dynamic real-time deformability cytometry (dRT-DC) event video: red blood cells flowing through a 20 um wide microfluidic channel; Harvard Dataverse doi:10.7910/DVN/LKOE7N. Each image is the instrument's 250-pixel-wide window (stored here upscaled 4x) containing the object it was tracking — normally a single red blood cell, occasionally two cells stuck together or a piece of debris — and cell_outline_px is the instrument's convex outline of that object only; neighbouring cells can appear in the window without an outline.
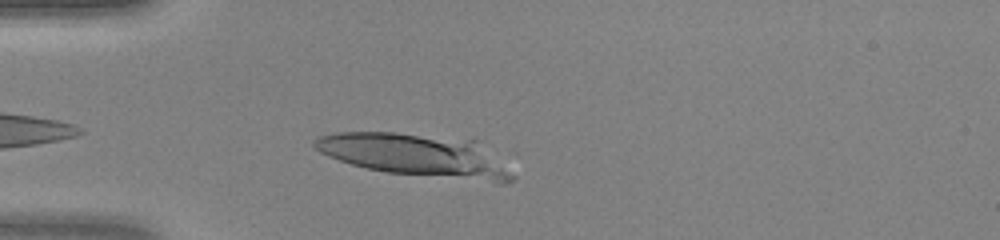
{"species": "human", "species_latin": "Homo sapiens", "temperature_condition": "warm", "stored_images_in_passage": 9, "camera_frame_rate_fps": 3000, "um_per_image_px": 0.085, "donor": {"sex": "female"}, "frame": {"image": 1, "passage_image": 3, "time_ms": 0.667, "image_size_px": [1000, 240], "cell_outline_px": [[516, 176], [512, 180], [504, 184], [496, 184], [388, 172], [368, 168], [352, 164], [328, 156], [320, 152], [312, 144], [312, 140], [320, 136], [336, 132], [396, 132], [476, 140]], "centroid_in_image_um": [35.37, 13.21], "position_along_channel_um": 49.6, "area_um2": 49.19}}